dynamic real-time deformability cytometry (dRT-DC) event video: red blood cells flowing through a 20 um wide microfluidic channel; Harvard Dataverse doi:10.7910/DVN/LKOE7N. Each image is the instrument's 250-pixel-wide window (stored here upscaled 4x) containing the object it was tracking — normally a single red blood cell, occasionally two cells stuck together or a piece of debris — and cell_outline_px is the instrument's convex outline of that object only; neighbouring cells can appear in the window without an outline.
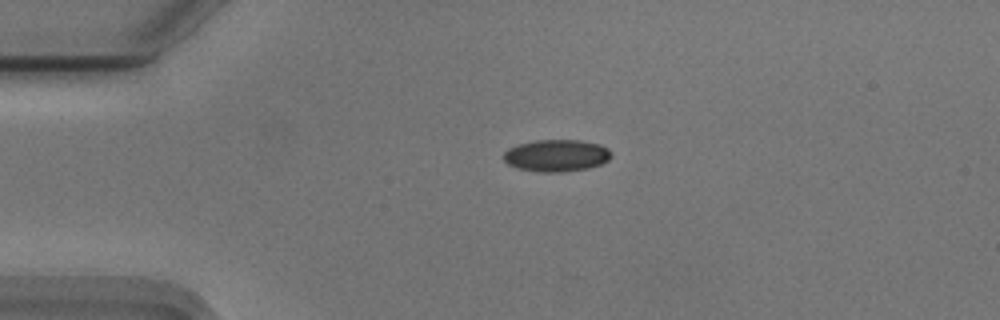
{"species": "Egyptian fruit bat (a non-hibernating species)", "species_latin": "Rousettus aegyptiacus", "temperature_condition": "cold", "stored_images_in_passage": 43, "camera_frame_rate_fps": 3000, "um_per_image_px": 0.085, "animal": {"sex": "male"}, "frame": {"image": 1, "passage_image": 1, "time_ms": 0.0, "image_size_px": [1000, 320], "cell_outline_px": [[612, 156], [608, 160], [600, 164], [588, 168], [564, 172], [540, 172], [516, 168], [508, 164], [504, 160], [504, 152], [508, 148], [520, 144], [536, 140], [580, 140], [600, 144], [608, 148], [612, 152]], "centroid_in_image_um": [47.32, 13.22], "position_along_channel_um": 37.7, "area_um2": 20.17}}
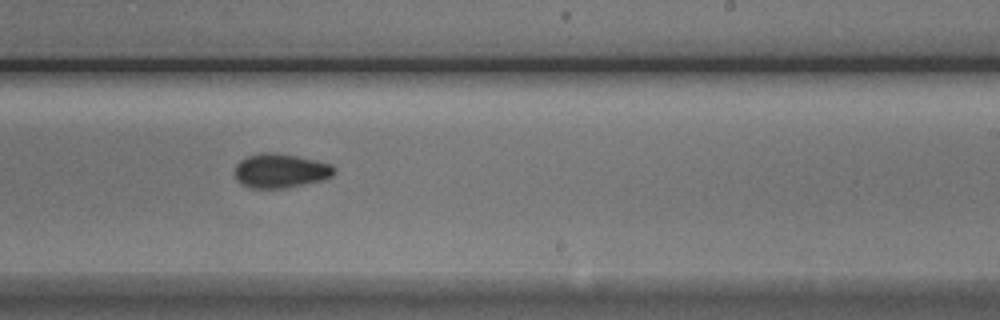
{"frame": {"image": 2, "passage_image": 22, "time_ms": 7.0, "image_size_px": [1000, 320], "cell_outline_px": [[336, 172], [332, 176], [324, 180], [284, 188], [252, 188], [240, 184], [236, 180], [236, 164], [240, 160], [248, 156], [264, 152], [276, 152], [296, 156], [332, 164], [336, 168]], "centroid_in_image_um": [23.86, 14.52], "position_along_channel_um": 265.1, "area_um2": 19.88}}
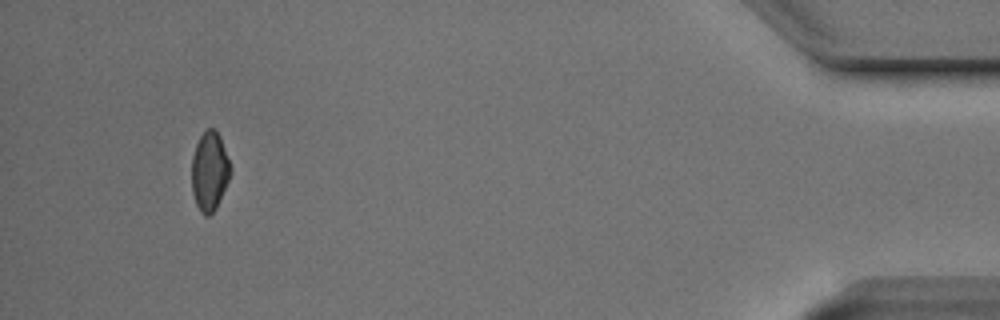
{"frame": {"image": 3, "passage_image": 40, "time_ms": 13.0, "image_size_px": [1000, 320], "cell_outline_px": [[232, 172], [216, 208], [208, 216], [204, 216], [200, 212], [196, 204], [192, 192], [192, 156], [196, 144], [200, 136], [208, 128], [212, 128], [220, 136], [232, 168]], "centroid_in_image_um": [17.82, 14.57], "position_along_channel_um": 417.4, "area_um2": 17.86}, "authors_computed_cell_mechanics": {"area_um2": 19.4208, "velocity_mm_per_s": 3.7401, "shape_relaxation_time_tau1_ms": 3.4932, "shape_relaxation_time_tau2_ms": 3.9264, "deformation_change_tau1": 0.0694, "deformation_change_tau2": 0.0654}}